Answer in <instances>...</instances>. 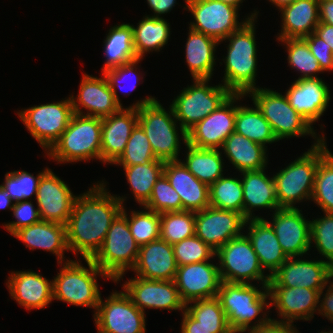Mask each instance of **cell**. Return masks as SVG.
Returning <instances> with one entry per match:
<instances>
[{
    "label": "cell",
    "instance_id": "1",
    "mask_svg": "<svg viewBox=\"0 0 333 333\" xmlns=\"http://www.w3.org/2000/svg\"><path fill=\"white\" fill-rule=\"evenodd\" d=\"M106 181L76 195L66 223L69 252L91 259L101 248L113 220L121 212L127 196L111 194Z\"/></svg>",
    "mask_w": 333,
    "mask_h": 333
},
{
    "label": "cell",
    "instance_id": "2",
    "mask_svg": "<svg viewBox=\"0 0 333 333\" xmlns=\"http://www.w3.org/2000/svg\"><path fill=\"white\" fill-rule=\"evenodd\" d=\"M136 101L127 107L138 108V124L149 139L156 159L163 162L179 161L181 144L187 143V133L178 125L172 106L169 105L166 111L154 96Z\"/></svg>",
    "mask_w": 333,
    "mask_h": 333
},
{
    "label": "cell",
    "instance_id": "3",
    "mask_svg": "<svg viewBox=\"0 0 333 333\" xmlns=\"http://www.w3.org/2000/svg\"><path fill=\"white\" fill-rule=\"evenodd\" d=\"M217 297L233 333L260 327L271 319L268 285L221 281Z\"/></svg>",
    "mask_w": 333,
    "mask_h": 333
},
{
    "label": "cell",
    "instance_id": "4",
    "mask_svg": "<svg viewBox=\"0 0 333 333\" xmlns=\"http://www.w3.org/2000/svg\"><path fill=\"white\" fill-rule=\"evenodd\" d=\"M256 18L248 19L238 30L232 32L222 42H229L224 63V76L221 81L232 94H247L256 89L257 77V41Z\"/></svg>",
    "mask_w": 333,
    "mask_h": 333
},
{
    "label": "cell",
    "instance_id": "5",
    "mask_svg": "<svg viewBox=\"0 0 333 333\" xmlns=\"http://www.w3.org/2000/svg\"><path fill=\"white\" fill-rule=\"evenodd\" d=\"M327 147L325 138L273 174L279 208H297L311 200L318 162L329 152Z\"/></svg>",
    "mask_w": 333,
    "mask_h": 333
},
{
    "label": "cell",
    "instance_id": "6",
    "mask_svg": "<svg viewBox=\"0 0 333 333\" xmlns=\"http://www.w3.org/2000/svg\"><path fill=\"white\" fill-rule=\"evenodd\" d=\"M84 261L87 267L80 259L58 263L59 273L52 279L53 300L89 307L95 313L101 297L97 277L111 279L91 259Z\"/></svg>",
    "mask_w": 333,
    "mask_h": 333
},
{
    "label": "cell",
    "instance_id": "7",
    "mask_svg": "<svg viewBox=\"0 0 333 333\" xmlns=\"http://www.w3.org/2000/svg\"><path fill=\"white\" fill-rule=\"evenodd\" d=\"M102 118L73 114L67 129L45 153L57 164L101 162Z\"/></svg>",
    "mask_w": 333,
    "mask_h": 333
},
{
    "label": "cell",
    "instance_id": "8",
    "mask_svg": "<svg viewBox=\"0 0 333 333\" xmlns=\"http://www.w3.org/2000/svg\"><path fill=\"white\" fill-rule=\"evenodd\" d=\"M246 96L251 97L253 104L269 122L278 141L311 136L314 139L313 146H316L325 139L323 133L317 134L314 126L296 112L285 94L282 95L281 92L270 88L257 87L249 91Z\"/></svg>",
    "mask_w": 333,
    "mask_h": 333
},
{
    "label": "cell",
    "instance_id": "9",
    "mask_svg": "<svg viewBox=\"0 0 333 333\" xmlns=\"http://www.w3.org/2000/svg\"><path fill=\"white\" fill-rule=\"evenodd\" d=\"M138 252L139 245L131 235L127 217L120 212L111 223L101 248L91 260L111 281L121 283L125 272L132 270L135 265Z\"/></svg>",
    "mask_w": 333,
    "mask_h": 333
},
{
    "label": "cell",
    "instance_id": "10",
    "mask_svg": "<svg viewBox=\"0 0 333 333\" xmlns=\"http://www.w3.org/2000/svg\"><path fill=\"white\" fill-rule=\"evenodd\" d=\"M209 82L210 79H192L193 84L184 87L170 103L175 118L186 133L232 94L221 83L212 86Z\"/></svg>",
    "mask_w": 333,
    "mask_h": 333
},
{
    "label": "cell",
    "instance_id": "11",
    "mask_svg": "<svg viewBox=\"0 0 333 333\" xmlns=\"http://www.w3.org/2000/svg\"><path fill=\"white\" fill-rule=\"evenodd\" d=\"M183 9L191 12L194 20L189 28L216 39L225 40L232 32L238 30L248 19L258 18L259 10L252 11L239 22V9L219 0H183Z\"/></svg>",
    "mask_w": 333,
    "mask_h": 333
},
{
    "label": "cell",
    "instance_id": "12",
    "mask_svg": "<svg viewBox=\"0 0 333 333\" xmlns=\"http://www.w3.org/2000/svg\"><path fill=\"white\" fill-rule=\"evenodd\" d=\"M221 281L230 283L268 285L270 276L261 267L258 256L248 237L241 236L229 240L216 251Z\"/></svg>",
    "mask_w": 333,
    "mask_h": 333
},
{
    "label": "cell",
    "instance_id": "13",
    "mask_svg": "<svg viewBox=\"0 0 333 333\" xmlns=\"http://www.w3.org/2000/svg\"><path fill=\"white\" fill-rule=\"evenodd\" d=\"M73 114L70 97L17 111L18 118L45 153L67 129Z\"/></svg>",
    "mask_w": 333,
    "mask_h": 333
},
{
    "label": "cell",
    "instance_id": "14",
    "mask_svg": "<svg viewBox=\"0 0 333 333\" xmlns=\"http://www.w3.org/2000/svg\"><path fill=\"white\" fill-rule=\"evenodd\" d=\"M146 314L123 291L100 297L93 319L98 333H146Z\"/></svg>",
    "mask_w": 333,
    "mask_h": 333
},
{
    "label": "cell",
    "instance_id": "15",
    "mask_svg": "<svg viewBox=\"0 0 333 333\" xmlns=\"http://www.w3.org/2000/svg\"><path fill=\"white\" fill-rule=\"evenodd\" d=\"M288 258L270 276L268 287H302L322 291L333 279V267L321 259ZM317 259V260H316Z\"/></svg>",
    "mask_w": 333,
    "mask_h": 333
},
{
    "label": "cell",
    "instance_id": "16",
    "mask_svg": "<svg viewBox=\"0 0 333 333\" xmlns=\"http://www.w3.org/2000/svg\"><path fill=\"white\" fill-rule=\"evenodd\" d=\"M122 289L144 313L147 308L182 313L186 307L174 280H148L135 276L122 283Z\"/></svg>",
    "mask_w": 333,
    "mask_h": 333
},
{
    "label": "cell",
    "instance_id": "17",
    "mask_svg": "<svg viewBox=\"0 0 333 333\" xmlns=\"http://www.w3.org/2000/svg\"><path fill=\"white\" fill-rule=\"evenodd\" d=\"M237 94H231L214 112L187 132V143L200 149H221L235 130Z\"/></svg>",
    "mask_w": 333,
    "mask_h": 333
},
{
    "label": "cell",
    "instance_id": "18",
    "mask_svg": "<svg viewBox=\"0 0 333 333\" xmlns=\"http://www.w3.org/2000/svg\"><path fill=\"white\" fill-rule=\"evenodd\" d=\"M245 222L246 218L241 213L209 206L195 212V235L217 251L244 233Z\"/></svg>",
    "mask_w": 333,
    "mask_h": 333
},
{
    "label": "cell",
    "instance_id": "19",
    "mask_svg": "<svg viewBox=\"0 0 333 333\" xmlns=\"http://www.w3.org/2000/svg\"><path fill=\"white\" fill-rule=\"evenodd\" d=\"M271 221L279 244L288 258L301 257L311 251L310 221L297 208H279L271 214Z\"/></svg>",
    "mask_w": 333,
    "mask_h": 333
},
{
    "label": "cell",
    "instance_id": "20",
    "mask_svg": "<svg viewBox=\"0 0 333 333\" xmlns=\"http://www.w3.org/2000/svg\"><path fill=\"white\" fill-rule=\"evenodd\" d=\"M75 198L67 183L49 168L39 180L34 199L41 220L66 225Z\"/></svg>",
    "mask_w": 333,
    "mask_h": 333
},
{
    "label": "cell",
    "instance_id": "21",
    "mask_svg": "<svg viewBox=\"0 0 333 333\" xmlns=\"http://www.w3.org/2000/svg\"><path fill=\"white\" fill-rule=\"evenodd\" d=\"M174 282L185 304L216 297L221 284L218 263L209 260L178 266Z\"/></svg>",
    "mask_w": 333,
    "mask_h": 333
},
{
    "label": "cell",
    "instance_id": "22",
    "mask_svg": "<svg viewBox=\"0 0 333 333\" xmlns=\"http://www.w3.org/2000/svg\"><path fill=\"white\" fill-rule=\"evenodd\" d=\"M77 96L69 95L75 114L106 117L119 111L122 106L116 101L106 77L82 73ZM86 110V113L83 111Z\"/></svg>",
    "mask_w": 333,
    "mask_h": 333
},
{
    "label": "cell",
    "instance_id": "23",
    "mask_svg": "<svg viewBox=\"0 0 333 333\" xmlns=\"http://www.w3.org/2000/svg\"><path fill=\"white\" fill-rule=\"evenodd\" d=\"M270 306L276 309L277 321H311L318 313L319 291L302 287H268ZM295 321V322H294Z\"/></svg>",
    "mask_w": 333,
    "mask_h": 333
},
{
    "label": "cell",
    "instance_id": "24",
    "mask_svg": "<svg viewBox=\"0 0 333 333\" xmlns=\"http://www.w3.org/2000/svg\"><path fill=\"white\" fill-rule=\"evenodd\" d=\"M290 105L312 126L329 106V85L322 78L296 79L284 93Z\"/></svg>",
    "mask_w": 333,
    "mask_h": 333
},
{
    "label": "cell",
    "instance_id": "25",
    "mask_svg": "<svg viewBox=\"0 0 333 333\" xmlns=\"http://www.w3.org/2000/svg\"><path fill=\"white\" fill-rule=\"evenodd\" d=\"M138 124V108L122 107L102 118L101 163L113 164L124 152L132 130Z\"/></svg>",
    "mask_w": 333,
    "mask_h": 333
},
{
    "label": "cell",
    "instance_id": "26",
    "mask_svg": "<svg viewBox=\"0 0 333 333\" xmlns=\"http://www.w3.org/2000/svg\"><path fill=\"white\" fill-rule=\"evenodd\" d=\"M5 284L11 298L29 311L46 308L53 301L52 280L34 270L12 271Z\"/></svg>",
    "mask_w": 333,
    "mask_h": 333
},
{
    "label": "cell",
    "instance_id": "27",
    "mask_svg": "<svg viewBox=\"0 0 333 333\" xmlns=\"http://www.w3.org/2000/svg\"><path fill=\"white\" fill-rule=\"evenodd\" d=\"M177 268L173 246L158 239L139 246L137 260L131 272L148 280H174Z\"/></svg>",
    "mask_w": 333,
    "mask_h": 333
},
{
    "label": "cell",
    "instance_id": "28",
    "mask_svg": "<svg viewBox=\"0 0 333 333\" xmlns=\"http://www.w3.org/2000/svg\"><path fill=\"white\" fill-rule=\"evenodd\" d=\"M266 168L240 172L243 188V216L246 219L264 218L254 211L279 209L276 185L273 176H268ZM258 209V210H257Z\"/></svg>",
    "mask_w": 333,
    "mask_h": 333
},
{
    "label": "cell",
    "instance_id": "29",
    "mask_svg": "<svg viewBox=\"0 0 333 333\" xmlns=\"http://www.w3.org/2000/svg\"><path fill=\"white\" fill-rule=\"evenodd\" d=\"M11 236L20 240L30 250L42 249L56 256L57 263L70 261L64 253L69 251L66 225L41 220L38 223L20 228ZM64 259V260H63Z\"/></svg>",
    "mask_w": 333,
    "mask_h": 333
},
{
    "label": "cell",
    "instance_id": "30",
    "mask_svg": "<svg viewBox=\"0 0 333 333\" xmlns=\"http://www.w3.org/2000/svg\"><path fill=\"white\" fill-rule=\"evenodd\" d=\"M244 227L247 228L244 234L250 240L261 267L266 272L268 270L269 276L273 275L288 259L273 228L265 218L246 219Z\"/></svg>",
    "mask_w": 333,
    "mask_h": 333
},
{
    "label": "cell",
    "instance_id": "31",
    "mask_svg": "<svg viewBox=\"0 0 333 333\" xmlns=\"http://www.w3.org/2000/svg\"><path fill=\"white\" fill-rule=\"evenodd\" d=\"M163 174L181 197L182 211H201L210 206L209 186L199 181L179 161L165 162Z\"/></svg>",
    "mask_w": 333,
    "mask_h": 333
},
{
    "label": "cell",
    "instance_id": "32",
    "mask_svg": "<svg viewBox=\"0 0 333 333\" xmlns=\"http://www.w3.org/2000/svg\"><path fill=\"white\" fill-rule=\"evenodd\" d=\"M279 12L282 22L277 39L305 38L319 24V0H296Z\"/></svg>",
    "mask_w": 333,
    "mask_h": 333
},
{
    "label": "cell",
    "instance_id": "33",
    "mask_svg": "<svg viewBox=\"0 0 333 333\" xmlns=\"http://www.w3.org/2000/svg\"><path fill=\"white\" fill-rule=\"evenodd\" d=\"M185 59L192 79H212L219 42L203 33L188 28Z\"/></svg>",
    "mask_w": 333,
    "mask_h": 333
},
{
    "label": "cell",
    "instance_id": "34",
    "mask_svg": "<svg viewBox=\"0 0 333 333\" xmlns=\"http://www.w3.org/2000/svg\"><path fill=\"white\" fill-rule=\"evenodd\" d=\"M220 150L239 173L268 167V149L235 131L224 141Z\"/></svg>",
    "mask_w": 333,
    "mask_h": 333
},
{
    "label": "cell",
    "instance_id": "35",
    "mask_svg": "<svg viewBox=\"0 0 333 333\" xmlns=\"http://www.w3.org/2000/svg\"><path fill=\"white\" fill-rule=\"evenodd\" d=\"M167 19L143 16L133 28V45L138 59H144L147 53L160 52L171 36V26Z\"/></svg>",
    "mask_w": 333,
    "mask_h": 333
},
{
    "label": "cell",
    "instance_id": "36",
    "mask_svg": "<svg viewBox=\"0 0 333 333\" xmlns=\"http://www.w3.org/2000/svg\"><path fill=\"white\" fill-rule=\"evenodd\" d=\"M105 60L101 73L137 60L133 45V28L130 23L111 26L103 41Z\"/></svg>",
    "mask_w": 333,
    "mask_h": 333
},
{
    "label": "cell",
    "instance_id": "37",
    "mask_svg": "<svg viewBox=\"0 0 333 333\" xmlns=\"http://www.w3.org/2000/svg\"><path fill=\"white\" fill-rule=\"evenodd\" d=\"M184 146L185 158L180 161L199 181L210 187L225 175L224 155L219 149H200L188 143Z\"/></svg>",
    "mask_w": 333,
    "mask_h": 333
},
{
    "label": "cell",
    "instance_id": "38",
    "mask_svg": "<svg viewBox=\"0 0 333 333\" xmlns=\"http://www.w3.org/2000/svg\"><path fill=\"white\" fill-rule=\"evenodd\" d=\"M246 94H237V105L235 115V132L245 136L253 142L266 145L278 142L269 122L264 118L260 110L256 107H249L240 103ZM238 101L240 105H238Z\"/></svg>",
    "mask_w": 333,
    "mask_h": 333
},
{
    "label": "cell",
    "instance_id": "39",
    "mask_svg": "<svg viewBox=\"0 0 333 333\" xmlns=\"http://www.w3.org/2000/svg\"><path fill=\"white\" fill-rule=\"evenodd\" d=\"M165 162L161 160L151 161L123 167L129 188L135 202L143 206L150 198L153 186L163 174Z\"/></svg>",
    "mask_w": 333,
    "mask_h": 333
},
{
    "label": "cell",
    "instance_id": "40",
    "mask_svg": "<svg viewBox=\"0 0 333 333\" xmlns=\"http://www.w3.org/2000/svg\"><path fill=\"white\" fill-rule=\"evenodd\" d=\"M240 178V179H239ZM210 207L232 210L243 215L241 176H222L209 187Z\"/></svg>",
    "mask_w": 333,
    "mask_h": 333
},
{
    "label": "cell",
    "instance_id": "41",
    "mask_svg": "<svg viewBox=\"0 0 333 333\" xmlns=\"http://www.w3.org/2000/svg\"><path fill=\"white\" fill-rule=\"evenodd\" d=\"M277 40L286 48L288 66L295 72L301 73L297 79L319 78L318 75L324 73L303 38Z\"/></svg>",
    "mask_w": 333,
    "mask_h": 333
},
{
    "label": "cell",
    "instance_id": "42",
    "mask_svg": "<svg viewBox=\"0 0 333 333\" xmlns=\"http://www.w3.org/2000/svg\"><path fill=\"white\" fill-rule=\"evenodd\" d=\"M127 213L123 206L121 212L127 217V223L135 242L141 246L160 239V214L145 207Z\"/></svg>",
    "mask_w": 333,
    "mask_h": 333
},
{
    "label": "cell",
    "instance_id": "43",
    "mask_svg": "<svg viewBox=\"0 0 333 333\" xmlns=\"http://www.w3.org/2000/svg\"><path fill=\"white\" fill-rule=\"evenodd\" d=\"M195 235V212L174 211L160 214V239L173 245Z\"/></svg>",
    "mask_w": 333,
    "mask_h": 333
},
{
    "label": "cell",
    "instance_id": "44",
    "mask_svg": "<svg viewBox=\"0 0 333 333\" xmlns=\"http://www.w3.org/2000/svg\"><path fill=\"white\" fill-rule=\"evenodd\" d=\"M325 213H333V154L329 151L319 162L311 197Z\"/></svg>",
    "mask_w": 333,
    "mask_h": 333
},
{
    "label": "cell",
    "instance_id": "45",
    "mask_svg": "<svg viewBox=\"0 0 333 333\" xmlns=\"http://www.w3.org/2000/svg\"><path fill=\"white\" fill-rule=\"evenodd\" d=\"M185 310L207 329H230L217 296L187 303Z\"/></svg>",
    "mask_w": 333,
    "mask_h": 333
},
{
    "label": "cell",
    "instance_id": "46",
    "mask_svg": "<svg viewBox=\"0 0 333 333\" xmlns=\"http://www.w3.org/2000/svg\"><path fill=\"white\" fill-rule=\"evenodd\" d=\"M156 160L157 159L152 151L149 139L147 138L142 127L137 124L132 130L124 152L113 163V165L127 167Z\"/></svg>",
    "mask_w": 333,
    "mask_h": 333
},
{
    "label": "cell",
    "instance_id": "47",
    "mask_svg": "<svg viewBox=\"0 0 333 333\" xmlns=\"http://www.w3.org/2000/svg\"><path fill=\"white\" fill-rule=\"evenodd\" d=\"M48 169L44 168L36 176L25 170L6 172L1 186L10 194L14 203L23 200L32 201V196L36 197L39 180Z\"/></svg>",
    "mask_w": 333,
    "mask_h": 333
},
{
    "label": "cell",
    "instance_id": "48",
    "mask_svg": "<svg viewBox=\"0 0 333 333\" xmlns=\"http://www.w3.org/2000/svg\"><path fill=\"white\" fill-rule=\"evenodd\" d=\"M141 61H142V59H137L130 63L124 64V65H121V66H118V67H115L112 69H108V70H105L104 72H102L108 81V84L115 96L116 101L122 107H124V106L122 105L123 103H121V100L119 99L120 96L118 95V89L120 88L121 91L125 90L124 96L125 95L129 96L131 94V92L136 89L137 84L140 83V80L144 79V75H142V72L140 73V71L138 69L139 66H137L138 63L140 64ZM132 81H133V83H132ZM124 84L127 86L124 87L125 86ZM128 84H130V85H128ZM122 93H123V91H122Z\"/></svg>",
    "mask_w": 333,
    "mask_h": 333
},
{
    "label": "cell",
    "instance_id": "49",
    "mask_svg": "<svg viewBox=\"0 0 333 333\" xmlns=\"http://www.w3.org/2000/svg\"><path fill=\"white\" fill-rule=\"evenodd\" d=\"M310 221L311 250L317 249L322 261L333 267V213H323ZM313 244V245H312ZM315 245V246H314ZM325 258V260H324Z\"/></svg>",
    "mask_w": 333,
    "mask_h": 333
},
{
    "label": "cell",
    "instance_id": "50",
    "mask_svg": "<svg viewBox=\"0 0 333 333\" xmlns=\"http://www.w3.org/2000/svg\"><path fill=\"white\" fill-rule=\"evenodd\" d=\"M159 214L182 211L181 197L162 174L153 186L149 200L142 206Z\"/></svg>",
    "mask_w": 333,
    "mask_h": 333
},
{
    "label": "cell",
    "instance_id": "51",
    "mask_svg": "<svg viewBox=\"0 0 333 333\" xmlns=\"http://www.w3.org/2000/svg\"><path fill=\"white\" fill-rule=\"evenodd\" d=\"M172 246L178 266L209 260L216 262L214 260L216 251L209 245L205 244L196 235L185 238L181 242L175 243Z\"/></svg>",
    "mask_w": 333,
    "mask_h": 333
},
{
    "label": "cell",
    "instance_id": "52",
    "mask_svg": "<svg viewBox=\"0 0 333 333\" xmlns=\"http://www.w3.org/2000/svg\"><path fill=\"white\" fill-rule=\"evenodd\" d=\"M11 211L16 220L4 223V225L2 224L4 229L7 230L10 235L20 228L30 226L41 221L39 209L38 207L36 208V206L34 207L31 200H23L14 203Z\"/></svg>",
    "mask_w": 333,
    "mask_h": 333
},
{
    "label": "cell",
    "instance_id": "53",
    "mask_svg": "<svg viewBox=\"0 0 333 333\" xmlns=\"http://www.w3.org/2000/svg\"><path fill=\"white\" fill-rule=\"evenodd\" d=\"M312 53L317 59L319 66L323 72L333 71V53L331 47L326 45V42L319 38L314 32L303 38Z\"/></svg>",
    "mask_w": 333,
    "mask_h": 333
},
{
    "label": "cell",
    "instance_id": "54",
    "mask_svg": "<svg viewBox=\"0 0 333 333\" xmlns=\"http://www.w3.org/2000/svg\"><path fill=\"white\" fill-rule=\"evenodd\" d=\"M300 333L291 322L277 321L271 318L267 323L260 327L247 329L243 333Z\"/></svg>",
    "mask_w": 333,
    "mask_h": 333
},
{
    "label": "cell",
    "instance_id": "55",
    "mask_svg": "<svg viewBox=\"0 0 333 333\" xmlns=\"http://www.w3.org/2000/svg\"><path fill=\"white\" fill-rule=\"evenodd\" d=\"M181 333H233L231 329H207L195 320L186 310L182 312Z\"/></svg>",
    "mask_w": 333,
    "mask_h": 333
},
{
    "label": "cell",
    "instance_id": "56",
    "mask_svg": "<svg viewBox=\"0 0 333 333\" xmlns=\"http://www.w3.org/2000/svg\"><path fill=\"white\" fill-rule=\"evenodd\" d=\"M326 293H325V292ZM333 323V279L322 291L319 292L318 314Z\"/></svg>",
    "mask_w": 333,
    "mask_h": 333
},
{
    "label": "cell",
    "instance_id": "57",
    "mask_svg": "<svg viewBox=\"0 0 333 333\" xmlns=\"http://www.w3.org/2000/svg\"><path fill=\"white\" fill-rule=\"evenodd\" d=\"M150 10L154 13L152 17L163 18L167 13H170L175 7L177 0H146Z\"/></svg>",
    "mask_w": 333,
    "mask_h": 333
},
{
    "label": "cell",
    "instance_id": "58",
    "mask_svg": "<svg viewBox=\"0 0 333 333\" xmlns=\"http://www.w3.org/2000/svg\"><path fill=\"white\" fill-rule=\"evenodd\" d=\"M319 23L333 26V1L319 0Z\"/></svg>",
    "mask_w": 333,
    "mask_h": 333
},
{
    "label": "cell",
    "instance_id": "59",
    "mask_svg": "<svg viewBox=\"0 0 333 333\" xmlns=\"http://www.w3.org/2000/svg\"><path fill=\"white\" fill-rule=\"evenodd\" d=\"M314 33L319 38H322L327 46L329 45L331 47L333 53V26L326 23H319L315 28Z\"/></svg>",
    "mask_w": 333,
    "mask_h": 333
},
{
    "label": "cell",
    "instance_id": "60",
    "mask_svg": "<svg viewBox=\"0 0 333 333\" xmlns=\"http://www.w3.org/2000/svg\"><path fill=\"white\" fill-rule=\"evenodd\" d=\"M13 205L14 202L10 198V194L0 185V210L9 209L11 211L13 209Z\"/></svg>",
    "mask_w": 333,
    "mask_h": 333
},
{
    "label": "cell",
    "instance_id": "61",
    "mask_svg": "<svg viewBox=\"0 0 333 333\" xmlns=\"http://www.w3.org/2000/svg\"><path fill=\"white\" fill-rule=\"evenodd\" d=\"M268 2H271L273 6H275L278 11L284 7V6H287L293 2H295L296 0H267Z\"/></svg>",
    "mask_w": 333,
    "mask_h": 333
},
{
    "label": "cell",
    "instance_id": "62",
    "mask_svg": "<svg viewBox=\"0 0 333 333\" xmlns=\"http://www.w3.org/2000/svg\"><path fill=\"white\" fill-rule=\"evenodd\" d=\"M219 1L230 4L240 10L241 9L240 6L245 0H219Z\"/></svg>",
    "mask_w": 333,
    "mask_h": 333
},
{
    "label": "cell",
    "instance_id": "63",
    "mask_svg": "<svg viewBox=\"0 0 333 333\" xmlns=\"http://www.w3.org/2000/svg\"><path fill=\"white\" fill-rule=\"evenodd\" d=\"M318 333H333V331H332V329H329L328 331L322 330L321 332H318Z\"/></svg>",
    "mask_w": 333,
    "mask_h": 333
}]
</instances>
